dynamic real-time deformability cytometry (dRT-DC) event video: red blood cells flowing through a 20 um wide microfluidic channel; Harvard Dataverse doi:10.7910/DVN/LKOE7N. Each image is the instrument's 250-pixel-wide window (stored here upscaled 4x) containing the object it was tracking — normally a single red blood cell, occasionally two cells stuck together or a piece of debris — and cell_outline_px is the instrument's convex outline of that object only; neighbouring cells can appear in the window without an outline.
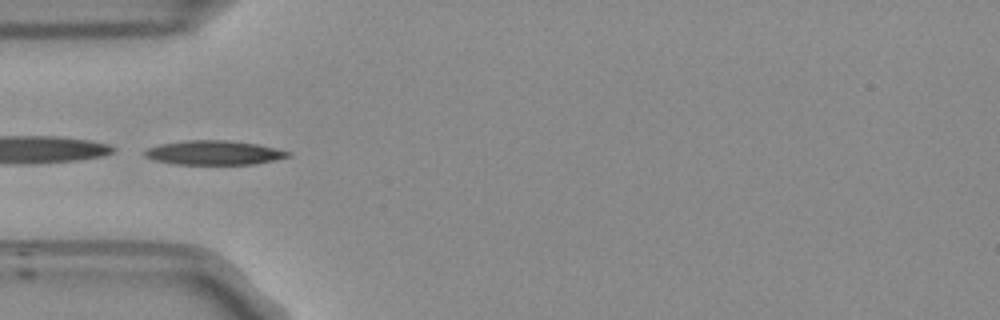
{"species": "Egyptian fruit bat (a non-hibernating species)", "species_latin": "Rousettus aegyptiacus", "temperature_condition": "room temperature", "stored_images_in_passage": 37, "camera_frame_rate_fps": 3000, "um_per_image_px": 0.085, "frame": {"image": 1, "passage_image": 1, "time_ms": 0.0, "image_size_px": [1000, 320], "cell_outline_px": [[292, 156], [256, 164], [176, 164], [152, 160], [144, 156], [144, 152], [148, 148], [160, 144], [188, 140], [224, 140], [256, 144], [276, 148], [292, 152]], "centroid_in_image_um": [18.2, 12.98], "position_along_channel_um": 66.8, "area_um2": 20.23}, "authors_computed_cell_mechanics": {"area_um2": 19.4208, "velocity_mm_per_s": 3.7344, "shape_relaxation_time_tau1_ms": 4.6309, "shape_relaxation_time_tau2_ms": 10.8675, "deformation_change_tau1": 0.1505, "deformation_change_tau2": 0.1704}}